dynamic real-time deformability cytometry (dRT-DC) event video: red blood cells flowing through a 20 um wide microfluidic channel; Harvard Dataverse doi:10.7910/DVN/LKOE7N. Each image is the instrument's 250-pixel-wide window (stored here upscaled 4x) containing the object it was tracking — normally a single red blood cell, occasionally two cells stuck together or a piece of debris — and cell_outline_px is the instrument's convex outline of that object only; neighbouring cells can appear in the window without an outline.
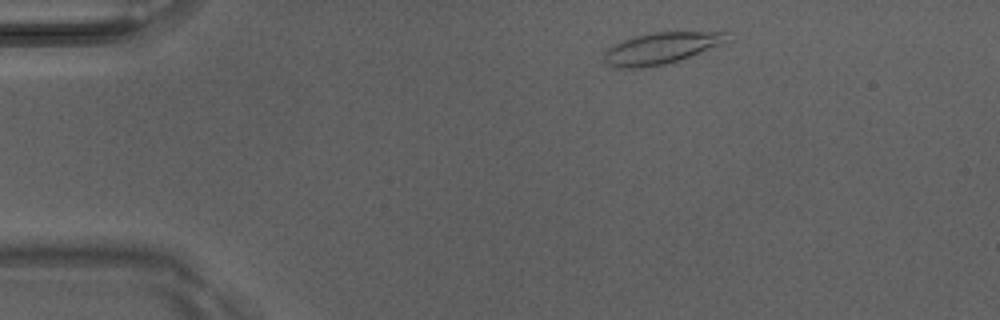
{"species": "Egyptian fruit bat (a non-hibernating species)", "species_latin": "Rousettus aegyptiacus", "temperature_condition": "room temperature", "stored_images_in_passage": 3, "camera_frame_rate_fps": 3000, "um_per_image_px": 0.085, "animal": {"sex": "male"}, "frame": {"image": 1, "passage_image": 1, "time_ms": 0.0, "image_size_px": [1000, 320], "cell_outline_px": [[732, 40], [680, 60], [664, 64], [644, 68], [620, 68], [608, 64], [604, 60], [604, 52], [608, 48], [624, 40], [636, 36], [652, 32], [732, 32]], "centroid_in_image_um": [56.26, 4.09], "position_along_channel_um": 28.7, "area_um2": 22.54}}